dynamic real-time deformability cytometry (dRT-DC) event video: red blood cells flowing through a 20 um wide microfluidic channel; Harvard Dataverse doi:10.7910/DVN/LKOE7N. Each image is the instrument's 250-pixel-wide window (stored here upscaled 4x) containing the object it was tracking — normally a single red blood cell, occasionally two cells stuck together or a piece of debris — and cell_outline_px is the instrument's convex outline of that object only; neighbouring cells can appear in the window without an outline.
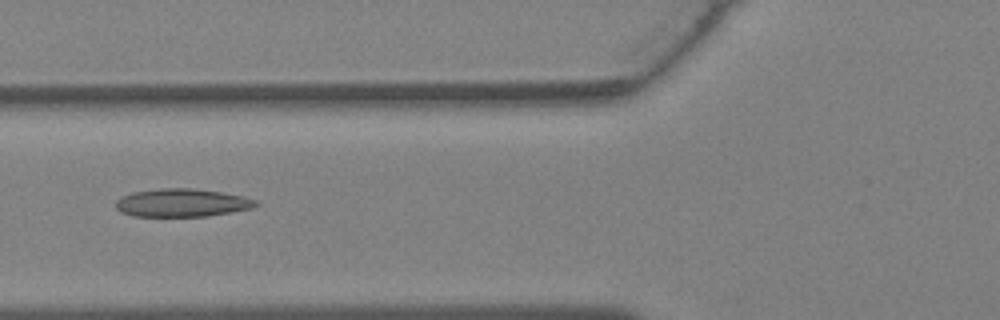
{"species": "Egyptian fruit bat (a non-hibernating species)", "species_latin": "Rousettus aegyptiacus", "temperature_condition": "warm", "stored_images_in_passage": 27, "camera_frame_rate_fps": 3000, "um_per_image_px": 0.085, "animal": {"sex": "female"}, "frame": {"image": 1, "passage_image": 5, "time_ms": 1.333, "image_size_px": [1000, 320], "cell_outline_px": [[260, 204], [252, 208], [232, 212], [208, 216], [132, 216], [120, 212], [116, 208], [116, 200], [124, 196], [136, 192], [160, 188], [192, 188], [220, 192], [244, 196], [256, 200]], "centroid_in_image_um": [15.5, 17.24], "position_along_channel_um": 110.3, "area_um2": 22.83}}
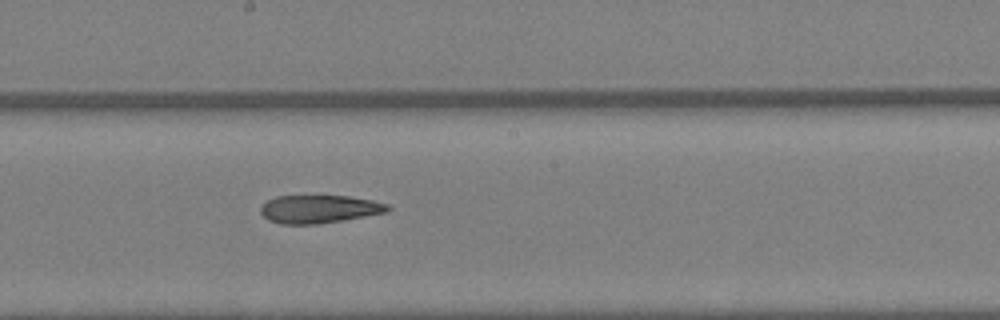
{"frame": {"image": 2, "passage_image": 11, "time_ms": 3.333, "image_size_px": [1000, 320], "cell_outline_px": [[392, 208], [384, 212], [364, 216], [316, 224], [280, 224], [268, 220], [260, 212], [260, 208], [268, 200], [276, 196], [348, 196], [372, 200], [392, 204]], "centroid_in_image_um": [27.13, 17.76], "position_along_channel_um": 221.1, "area_um2": 20.63}}
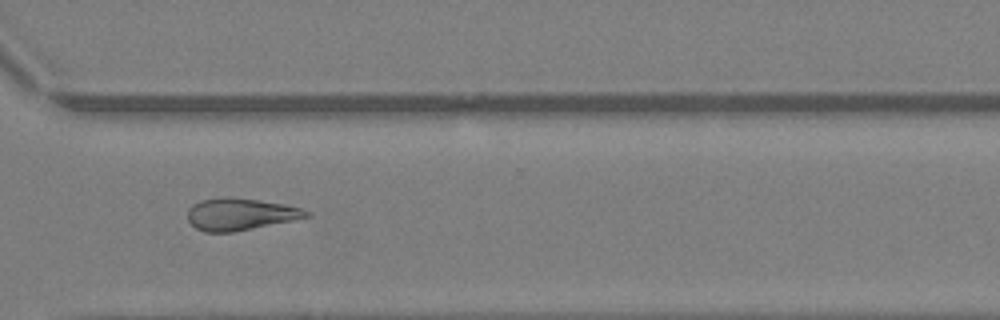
{"frame": {"image": 3, "passage_image": 18, "time_ms": 5.667, "image_size_px": [1000, 320], "cell_outline_px": [[312, 216], [232, 232], [204, 232], [196, 228], [188, 220], [188, 208], [192, 204], [200, 200], [220, 196], [228, 196], [284, 204], [300, 208], [312, 212]], "centroid_in_image_um": [20.39, 18.19], "position_along_channel_um": 350.2, "area_um2": 22.14}}